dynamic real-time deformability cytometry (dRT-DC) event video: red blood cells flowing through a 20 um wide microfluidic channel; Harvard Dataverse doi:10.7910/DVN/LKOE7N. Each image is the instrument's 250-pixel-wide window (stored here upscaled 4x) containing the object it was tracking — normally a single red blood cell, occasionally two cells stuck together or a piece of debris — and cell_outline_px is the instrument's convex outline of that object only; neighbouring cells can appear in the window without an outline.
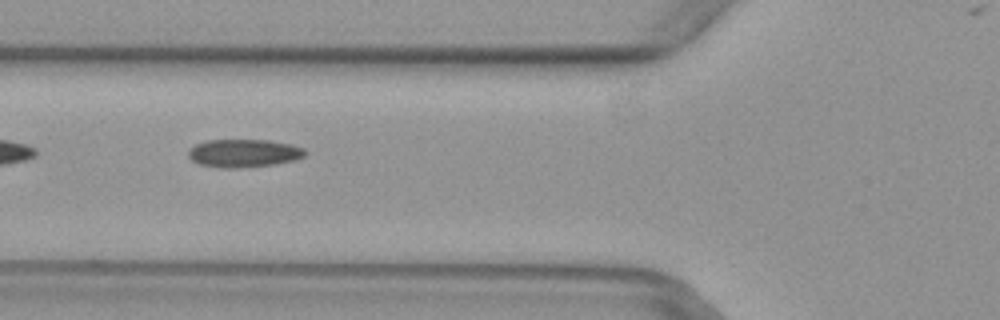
{"species": "common noctule bat (a hibernating species)", "species_latin": "Nyctalus noctula", "temperature_condition": "warm", "stored_images_in_passage": 5, "camera_frame_rate_fps": 3000, "um_per_image_px": 0.085, "animal": {"sex": "female", "body_mass_g": 29.2, "forearm_length_mm": 56.3}, "frame": {"image": 1, "passage_image": 2, "time_ms": 0.333, "image_size_px": [1000, 320], "cell_outline_px": [[308, 152], [304, 156], [296, 160], [276, 164], [236, 168], [220, 168], [200, 164], [192, 160], [188, 156], [188, 152], [196, 144], [204, 140], [268, 140], [292, 144], [304, 148]], "centroid_in_image_um": [20.76, 13.02], "position_along_channel_um": 105.0, "area_um2": 19.19}}